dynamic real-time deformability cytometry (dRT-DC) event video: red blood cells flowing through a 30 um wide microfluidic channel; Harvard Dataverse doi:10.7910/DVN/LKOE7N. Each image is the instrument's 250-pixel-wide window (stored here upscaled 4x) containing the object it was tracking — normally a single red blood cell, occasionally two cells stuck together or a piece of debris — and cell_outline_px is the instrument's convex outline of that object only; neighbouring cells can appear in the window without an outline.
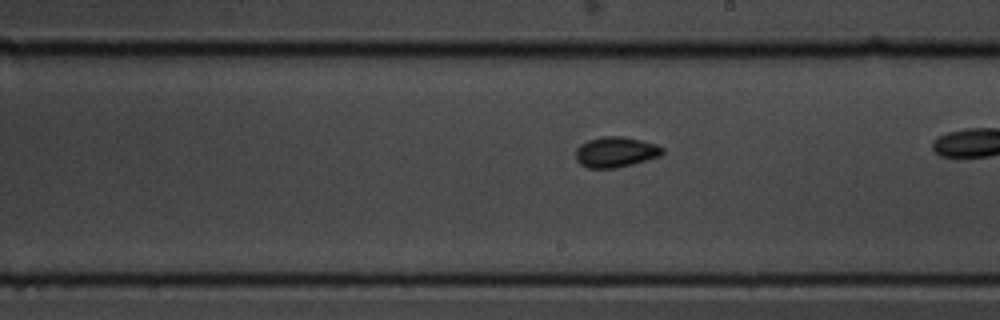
{"species": "common noctule bat (a hibernating species)", "species_latin": "Nyctalus noctula", "temperature_condition": "cold", "stored_images_in_passage": 43, "camera_frame_rate_fps": 3000, "um_per_image_px": 0.085, "animal": {"sex": "male", "body_mass_g": 19.5, "forearm_length_mm": 54.6}, "frame": {"image": 1, "passage_image": 31, "time_ms": 10.0, "image_size_px": [1000, 320], "cell_outline_px": [[664, 152], [660, 156], [632, 164], [616, 168], [588, 168], [580, 164], [576, 160], [576, 148], [580, 144], [588, 140], [604, 136], [624, 136], [656, 144], [664, 148]], "centroid_in_image_um": [52.32, 12.92], "position_along_channel_um": 236.7, "area_um2": 15.43}}